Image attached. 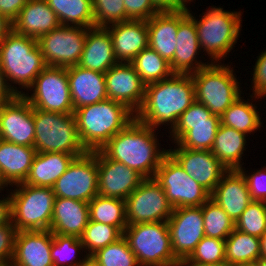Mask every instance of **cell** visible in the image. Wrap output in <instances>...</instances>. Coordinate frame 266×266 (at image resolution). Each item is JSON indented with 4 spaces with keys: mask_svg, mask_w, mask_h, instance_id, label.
I'll use <instances>...</instances> for the list:
<instances>
[{
    "mask_svg": "<svg viewBox=\"0 0 266 266\" xmlns=\"http://www.w3.org/2000/svg\"><path fill=\"white\" fill-rule=\"evenodd\" d=\"M195 100L192 75L173 74L146 85L144 100L135 119L156 130L159 125L170 124L172 130L179 116Z\"/></svg>",
    "mask_w": 266,
    "mask_h": 266,
    "instance_id": "obj_1",
    "label": "cell"
},
{
    "mask_svg": "<svg viewBox=\"0 0 266 266\" xmlns=\"http://www.w3.org/2000/svg\"><path fill=\"white\" fill-rule=\"evenodd\" d=\"M155 130L134 119L100 150L109 159L126 165L145 179L154 178L163 157L168 153L164 148L159 149Z\"/></svg>",
    "mask_w": 266,
    "mask_h": 266,
    "instance_id": "obj_2",
    "label": "cell"
},
{
    "mask_svg": "<svg viewBox=\"0 0 266 266\" xmlns=\"http://www.w3.org/2000/svg\"><path fill=\"white\" fill-rule=\"evenodd\" d=\"M74 116L81 144L87 151L101 149L135 119L130 109L111 99L80 107Z\"/></svg>",
    "mask_w": 266,
    "mask_h": 266,
    "instance_id": "obj_3",
    "label": "cell"
},
{
    "mask_svg": "<svg viewBox=\"0 0 266 266\" xmlns=\"http://www.w3.org/2000/svg\"><path fill=\"white\" fill-rule=\"evenodd\" d=\"M0 66L9 87L17 95H22L23 91L11 84L28 89L47 65L37 39L19 34L11 28L0 36Z\"/></svg>",
    "mask_w": 266,
    "mask_h": 266,
    "instance_id": "obj_4",
    "label": "cell"
},
{
    "mask_svg": "<svg viewBox=\"0 0 266 266\" xmlns=\"http://www.w3.org/2000/svg\"><path fill=\"white\" fill-rule=\"evenodd\" d=\"M206 11L199 21L189 9L188 14L194 19L197 28L200 51H205L212 63H218L237 43L242 25V12L225 11L222 7L214 6Z\"/></svg>",
    "mask_w": 266,
    "mask_h": 266,
    "instance_id": "obj_5",
    "label": "cell"
},
{
    "mask_svg": "<svg viewBox=\"0 0 266 266\" xmlns=\"http://www.w3.org/2000/svg\"><path fill=\"white\" fill-rule=\"evenodd\" d=\"M36 152L84 154L74 113H56L33 108Z\"/></svg>",
    "mask_w": 266,
    "mask_h": 266,
    "instance_id": "obj_6",
    "label": "cell"
},
{
    "mask_svg": "<svg viewBox=\"0 0 266 266\" xmlns=\"http://www.w3.org/2000/svg\"><path fill=\"white\" fill-rule=\"evenodd\" d=\"M123 237L140 266H178L167 222L127 225Z\"/></svg>",
    "mask_w": 266,
    "mask_h": 266,
    "instance_id": "obj_7",
    "label": "cell"
},
{
    "mask_svg": "<svg viewBox=\"0 0 266 266\" xmlns=\"http://www.w3.org/2000/svg\"><path fill=\"white\" fill-rule=\"evenodd\" d=\"M9 193L12 223L18 231L50 230L55 194L52 188L22 183Z\"/></svg>",
    "mask_w": 266,
    "mask_h": 266,
    "instance_id": "obj_8",
    "label": "cell"
},
{
    "mask_svg": "<svg viewBox=\"0 0 266 266\" xmlns=\"http://www.w3.org/2000/svg\"><path fill=\"white\" fill-rule=\"evenodd\" d=\"M210 63L191 74L196 101L204 104L213 115L221 116L240 96V86L230 66Z\"/></svg>",
    "mask_w": 266,
    "mask_h": 266,
    "instance_id": "obj_9",
    "label": "cell"
},
{
    "mask_svg": "<svg viewBox=\"0 0 266 266\" xmlns=\"http://www.w3.org/2000/svg\"><path fill=\"white\" fill-rule=\"evenodd\" d=\"M154 179L165 191L173 209L202 206L211 197L169 153L163 157Z\"/></svg>",
    "mask_w": 266,
    "mask_h": 266,
    "instance_id": "obj_10",
    "label": "cell"
},
{
    "mask_svg": "<svg viewBox=\"0 0 266 266\" xmlns=\"http://www.w3.org/2000/svg\"><path fill=\"white\" fill-rule=\"evenodd\" d=\"M28 89L33 94L29 96L23 92L22 96L33 108L56 113H74L67 68L46 66Z\"/></svg>",
    "mask_w": 266,
    "mask_h": 266,
    "instance_id": "obj_11",
    "label": "cell"
},
{
    "mask_svg": "<svg viewBox=\"0 0 266 266\" xmlns=\"http://www.w3.org/2000/svg\"><path fill=\"white\" fill-rule=\"evenodd\" d=\"M52 190L55 197L89 203L98 194L97 150L75 157Z\"/></svg>",
    "mask_w": 266,
    "mask_h": 266,
    "instance_id": "obj_12",
    "label": "cell"
},
{
    "mask_svg": "<svg viewBox=\"0 0 266 266\" xmlns=\"http://www.w3.org/2000/svg\"><path fill=\"white\" fill-rule=\"evenodd\" d=\"M80 26L60 25L37 39L47 66L78 65L84 49L87 30Z\"/></svg>",
    "mask_w": 266,
    "mask_h": 266,
    "instance_id": "obj_13",
    "label": "cell"
},
{
    "mask_svg": "<svg viewBox=\"0 0 266 266\" xmlns=\"http://www.w3.org/2000/svg\"><path fill=\"white\" fill-rule=\"evenodd\" d=\"M128 225L151 222H167L173 208L163 188L154 178L145 179L126 199Z\"/></svg>",
    "mask_w": 266,
    "mask_h": 266,
    "instance_id": "obj_14",
    "label": "cell"
},
{
    "mask_svg": "<svg viewBox=\"0 0 266 266\" xmlns=\"http://www.w3.org/2000/svg\"><path fill=\"white\" fill-rule=\"evenodd\" d=\"M167 224L173 254L179 261L188 258L205 236L202 206L173 209Z\"/></svg>",
    "mask_w": 266,
    "mask_h": 266,
    "instance_id": "obj_15",
    "label": "cell"
},
{
    "mask_svg": "<svg viewBox=\"0 0 266 266\" xmlns=\"http://www.w3.org/2000/svg\"><path fill=\"white\" fill-rule=\"evenodd\" d=\"M0 139L34 147L33 107L22 95L0 105Z\"/></svg>",
    "mask_w": 266,
    "mask_h": 266,
    "instance_id": "obj_16",
    "label": "cell"
},
{
    "mask_svg": "<svg viewBox=\"0 0 266 266\" xmlns=\"http://www.w3.org/2000/svg\"><path fill=\"white\" fill-rule=\"evenodd\" d=\"M167 150L183 170L210 194L228 171L211 150L187 149L179 145L176 149Z\"/></svg>",
    "mask_w": 266,
    "mask_h": 266,
    "instance_id": "obj_17",
    "label": "cell"
},
{
    "mask_svg": "<svg viewBox=\"0 0 266 266\" xmlns=\"http://www.w3.org/2000/svg\"><path fill=\"white\" fill-rule=\"evenodd\" d=\"M98 194L125 200L145 178L126 165L97 150Z\"/></svg>",
    "mask_w": 266,
    "mask_h": 266,
    "instance_id": "obj_18",
    "label": "cell"
},
{
    "mask_svg": "<svg viewBox=\"0 0 266 266\" xmlns=\"http://www.w3.org/2000/svg\"><path fill=\"white\" fill-rule=\"evenodd\" d=\"M108 99L124 104L134 114L140 109L146 84L131 63L118 62L105 73Z\"/></svg>",
    "mask_w": 266,
    "mask_h": 266,
    "instance_id": "obj_19",
    "label": "cell"
},
{
    "mask_svg": "<svg viewBox=\"0 0 266 266\" xmlns=\"http://www.w3.org/2000/svg\"><path fill=\"white\" fill-rule=\"evenodd\" d=\"M176 50L170 62L174 74H193L207 64L197 61L196 55L200 53L197 28L194 19L188 14V7L179 10V26L177 31ZM199 50V51H198Z\"/></svg>",
    "mask_w": 266,
    "mask_h": 266,
    "instance_id": "obj_20",
    "label": "cell"
},
{
    "mask_svg": "<svg viewBox=\"0 0 266 266\" xmlns=\"http://www.w3.org/2000/svg\"><path fill=\"white\" fill-rule=\"evenodd\" d=\"M50 230L18 231L9 266H54L51 259Z\"/></svg>",
    "mask_w": 266,
    "mask_h": 266,
    "instance_id": "obj_21",
    "label": "cell"
},
{
    "mask_svg": "<svg viewBox=\"0 0 266 266\" xmlns=\"http://www.w3.org/2000/svg\"><path fill=\"white\" fill-rule=\"evenodd\" d=\"M211 198L230 216L234 223L253 201L246 178L239 170H228L216 185Z\"/></svg>",
    "mask_w": 266,
    "mask_h": 266,
    "instance_id": "obj_22",
    "label": "cell"
},
{
    "mask_svg": "<svg viewBox=\"0 0 266 266\" xmlns=\"http://www.w3.org/2000/svg\"><path fill=\"white\" fill-rule=\"evenodd\" d=\"M105 28L112 38L114 56L118 62L130 63L148 47L147 21L127 20Z\"/></svg>",
    "mask_w": 266,
    "mask_h": 266,
    "instance_id": "obj_23",
    "label": "cell"
},
{
    "mask_svg": "<svg viewBox=\"0 0 266 266\" xmlns=\"http://www.w3.org/2000/svg\"><path fill=\"white\" fill-rule=\"evenodd\" d=\"M67 74L74 111L108 99L105 73L75 65L67 67Z\"/></svg>",
    "mask_w": 266,
    "mask_h": 266,
    "instance_id": "obj_24",
    "label": "cell"
},
{
    "mask_svg": "<svg viewBox=\"0 0 266 266\" xmlns=\"http://www.w3.org/2000/svg\"><path fill=\"white\" fill-rule=\"evenodd\" d=\"M89 220L87 202L55 197L50 225L52 233L80 238Z\"/></svg>",
    "mask_w": 266,
    "mask_h": 266,
    "instance_id": "obj_25",
    "label": "cell"
},
{
    "mask_svg": "<svg viewBox=\"0 0 266 266\" xmlns=\"http://www.w3.org/2000/svg\"><path fill=\"white\" fill-rule=\"evenodd\" d=\"M60 25L56 13L46 0H28L12 22V29L19 34L38 39Z\"/></svg>",
    "mask_w": 266,
    "mask_h": 266,
    "instance_id": "obj_26",
    "label": "cell"
},
{
    "mask_svg": "<svg viewBox=\"0 0 266 266\" xmlns=\"http://www.w3.org/2000/svg\"><path fill=\"white\" fill-rule=\"evenodd\" d=\"M117 63L109 31L105 27L89 28L78 65L85 69L106 73Z\"/></svg>",
    "mask_w": 266,
    "mask_h": 266,
    "instance_id": "obj_27",
    "label": "cell"
},
{
    "mask_svg": "<svg viewBox=\"0 0 266 266\" xmlns=\"http://www.w3.org/2000/svg\"><path fill=\"white\" fill-rule=\"evenodd\" d=\"M36 150L0 139V179L8 187L27 178Z\"/></svg>",
    "mask_w": 266,
    "mask_h": 266,
    "instance_id": "obj_28",
    "label": "cell"
},
{
    "mask_svg": "<svg viewBox=\"0 0 266 266\" xmlns=\"http://www.w3.org/2000/svg\"><path fill=\"white\" fill-rule=\"evenodd\" d=\"M179 11H163L147 20L148 47L169 63L176 50Z\"/></svg>",
    "mask_w": 266,
    "mask_h": 266,
    "instance_id": "obj_29",
    "label": "cell"
},
{
    "mask_svg": "<svg viewBox=\"0 0 266 266\" xmlns=\"http://www.w3.org/2000/svg\"><path fill=\"white\" fill-rule=\"evenodd\" d=\"M81 155L62 152H36L29 174L23 183L52 188L56 180L63 175L74 158Z\"/></svg>",
    "mask_w": 266,
    "mask_h": 266,
    "instance_id": "obj_30",
    "label": "cell"
},
{
    "mask_svg": "<svg viewBox=\"0 0 266 266\" xmlns=\"http://www.w3.org/2000/svg\"><path fill=\"white\" fill-rule=\"evenodd\" d=\"M246 135L220 124L211 152L227 170H239L242 167V154L246 150L247 143Z\"/></svg>",
    "mask_w": 266,
    "mask_h": 266,
    "instance_id": "obj_31",
    "label": "cell"
},
{
    "mask_svg": "<svg viewBox=\"0 0 266 266\" xmlns=\"http://www.w3.org/2000/svg\"><path fill=\"white\" fill-rule=\"evenodd\" d=\"M261 257L260 238L234 229L225 239V261L229 266L254 264Z\"/></svg>",
    "mask_w": 266,
    "mask_h": 266,
    "instance_id": "obj_32",
    "label": "cell"
},
{
    "mask_svg": "<svg viewBox=\"0 0 266 266\" xmlns=\"http://www.w3.org/2000/svg\"><path fill=\"white\" fill-rule=\"evenodd\" d=\"M61 25L94 27L92 0H46Z\"/></svg>",
    "mask_w": 266,
    "mask_h": 266,
    "instance_id": "obj_33",
    "label": "cell"
},
{
    "mask_svg": "<svg viewBox=\"0 0 266 266\" xmlns=\"http://www.w3.org/2000/svg\"><path fill=\"white\" fill-rule=\"evenodd\" d=\"M257 106L251 102L244 101L240 96L233 104H231L220 116L222 125L234 128L245 134H251L255 130L260 129L262 125L260 112Z\"/></svg>",
    "mask_w": 266,
    "mask_h": 266,
    "instance_id": "obj_34",
    "label": "cell"
},
{
    "mask_svg": "<svg viewBox=\"0 0 266 266\" xmlns=\"http://www.w3.org/2000/svg\"><path fill=\"white\" fill-rule=\"evenodd\" d=\"M88 206L91 221L115 226L122 233L127 227L125 200L97 194Z\"/></svg>",
    "mask_w": 266,
    "mask_h": 266,
    "instance_id": "obj_35",
    "label": "cell"
},
{
    "mask_svg": "<svg viewBox=\"0 0 266 266\" xmlns=\"http://www.w3.org/2000/svg\"><path fill=\"white\" fill-rule=\"evenodd\" d=\"M130 63L146 85L174 74L170 63L150 47L143 49Z\"/></svg>",
    "mask_w": 266,
    "mask_h": 266,
    "instance_id": "obj_36",
    "label": "cell"
},
{
    "mask_svg": "<svg viewBox=\"0 0 266 266\" xmlns=\"http://www.w3.org/2000/svg\"><path fill=\"white\" fill-rule=\"evenodd\" d=\"M81 250L84 251L85 249L80 238L52 233L51 259L54 266L87 265L90 262V258L87 255L81 260L75 256Z\"/></svg>",
    "mask_w": 266,
    "mask_h": 266,
    "instance_id": "obj_37",
    "label": "cell"
},
{
    "mask_svg": "<svg viewBox=\"0 0 266 266\" xmlns=\"http://www.w3.org/2000/svg\"><path fill=\"white\" fill-rule=\"evenodd\" d=\"M220 124V117L217 115H212L210 122L188 123V131L176 142V146L211 150Z\"/></svg>",
    "mask_w": 266,
    "mask_h": 266,
    "instance_id": "obj_38",
    "label": "cell"
},
{
    "mask_svg": "<svg viewBox=\"0 0 266 266\" xmlns=\"http://www.w3.org/2000/svg\"><path fill=\"white\" fill-rule=\"evenodd\" d=\"M202 214L206 237L225 240L235 229L234 221L211 197L202 205Z\"/></svg>",
    "mask_w": 266,
    "mask_h": 266,
    "instance_id": "obj_39",
    "label": "cell"
},
{
    "mask_svg": "<svg viewBox=\"0 0 266 266\" xmlns=\"http://www.w3.org/2000/svg\"><path fill=\"white\" fill-rule=\"evenodd\" d=\"M123 233L115 226L89 220L80 240L84 246L86 255L90 258L99 249L116 242Z\"/></svg>",
    "mask_w": 266,
    "mask_h": 266,
    "instance_id": "obj_40",
    "label": "cell"
},
{
    "mask_svg": "<svg viewBox=\"0 0 266 266\" xmlns=\"http://www.w3.org/2000/svg\"><path fill=\"white\" fill-rule=\"evenodd\" d=\"M90 262L94 266H140L123 236L116 242L99 249L90 257Z\"/></svg>",
    "mask_w": 266,
    "mask_h": 266,
    "instance_id": "obj_41",
    "label": "cell"
},
{
    "mask_svg": "<svg viewBox=\"0 0 266 266\" xmlns=\"http://www.w3.org/2000/svg\"><path fill=\"white\" fill-rule=\"evenodd\" d=\"M235 229L260 238L266 231V206L264 201L253 200L236 221Z\"/></svg>",
    "mask_w": 266,
    "mask_h": 266,
    "instance_id": "obj_42",
    "label": "cell"
},
{
    "mask_svg": "<svg viewBox=\"0 0 266 266\" xmlns=\"http://www.w3.org/2000/svg\"><path fill=\"white\" fill-rule=\"evenodd\" d=\"M188 259L203 264L226 263L225 240L204 236Z\"/></svg>",
    "mask_w": 266,
    "mask_h": 266,
    "instance_id": "obj_43",
    "label": "cell"
},
{
    "mask_svg": "<svg viewBox=\"0 0 266 266\" xmlns=\"http://www.w3.org/2000/svg\"><path fill=\"white\" fill-rule=\"evenodd\" d=\"M94 27H107L125 21L123 0H92Z\"/></svg>",
    "mask_w": 266,
    "mask_h": 266,
    "instance_id": "obj_44",
    "label": "cell"
},
{
    "mask_svg": "<svg viewBox=\"0 0 266 266\" xmlns=\"http://www.w3.org/2000/svg\"><path fill=\"white\" fill-rule=\"evenodd\" d=\"M212 112L202 103L194 101L178 118L177 124L169 133L176 143L187 131L188 123L210 122Z\"/></svg>",
    "mask_w": 266,
    "mask_h": 266,
    "instance_id": "obj_45",
    "label": "cell"
},
{
    "mask_svg": "<svg viewBox=\"0 0 266 266\" xmlns=\"http://www.w3.org/2000/svg\"><path fill=\"white\" fill-rule=\"evenodd\" d=\"M125 7V21L143 20L147 21L160 11L151 0H123Z\"/></svg>",
    "mask_w": 266,
    "mask_h": 266,
    "instance_id": "obj_46",
    "label": "cell"
},
{
    "mask_svg": "<svg viewBox=\"0 0 266 266\" xmlns=\"http://www.w3.org/2000/svg\"><path fill=\"white\" fill-rule=\"evenodd\" d=\"M17 232L12 221L0 226V264L2 265L9 266L12 261Z\"/></svg>",
    "mask_w": 266,
    "mask_h": 266,
    "instance_id": "obj_47",
    "label": "cell"
},
{
    "mask_svg": "<svg viewBox=\"0 0 266 266\" xmlns=\"http://www.w3.org/2000/svg\"><path fill=\"white\" fill-rule=\"evenodd\" d=\"M245 168L241 167L239 171L246 178L248 189L252 200L265 201L266 200V167L254 171V174L248 175L244 171Z\"/></svg>",
    "mask_w": 266,
    "mask_h": 266,
    "instance_id": "obj_48",
    "label": "cell"
},
{
    "mask_svg": "<svg viewBox=\"0 0 266 266\" xmlns=\"http://www.w3.org/2000/svg\"><path fill=\"white\" fill-rule=\"evenodd\" d=\"M253 79H252V88L253 94H251V98L259 99L260 96L266 92V50L261 52L259 57H257V61L255 63Z\"/></svg>",
    "mask_w": 266,
    "mask_h": 266,
    "instance_id": "obj_49",
    "label": "cell"
},
{
    "mask_svg": "<svg viewBox=\"0 0 266 266\" xmlns=\"http://www.w3.org/2000/svg\"><path fill=\"white\" fill-rule=\"evenodd\" d=\"M28 0H0V13L12 24Z\"/></svg>",
    "mask_w": 266,
    "mask_h": 266,
    "instance_id": "obj_50",
    "label": "cell"
},
{
    "mask_svg": "<svg viewBox=\"0 0 266 266\" xmlns=\"http://www.w3.org/2000/svg\"><path fill=\"white\" fill-rule=\"evenodd\" d=\"M154 6L160 11H179L187 8L189 0H151Z\"/></svg>",
    "mask_w": 266,
    "mask_h": 266,
    "instance_id": "obj_51",
    "label": "cell"
},
{
    "mask_svg": "<svg viewBox=\"0 0 266 266\" xmlns=\"http://www.w3.org/2000/svg\"><path fill=\"white\" fill-rule=\"evenodd\" d=\"M17 94L9 87L0 66V105L12 101Z\"/></svg>",
    "mask_w": 266,
    "mask_h": 266,
    "instance_id": "obj_52",
    "label": "cell"
},
{
    "mask_svg": "<svg viewBox=\"0 0 266 266\" xmlns=\"http://www.w3.org/2000/svg\"><path fill=\"white\" fill-rule=\"evenodd\" d=\"M12 221L11 198L10 195L0 199V226L9 224Z\"/></svg>",
    "mask_w": 266,
    "mask_h": 266,
    "instance_id": "obj_53",
    "label": "cell"
},
{
    "mask_svg": "<svg viewBox=\"0 0 266 266\" xmlns=\"http://www.w3.org/2000/svg\"><path fill=\"white\" fill-rule=\"evenodd\" d=\"M178 266H229L226 263L221 264H203L191 262L188 258L182 259L179 261Z\"/></svg>",
    "mask_w": 266,
    "mask_h": 266,
    "instance_id": "obj_54",
    "label": "cell"
},
{
    "mask_svg": "<svg viewBox=\"0 0 266 266\" xmlns=\"http://www.w3.org/2000/svg\"><path fill=\"white\" fill-rule=\"evenodd\" d=\"M12 28V24L0 13V36L6 34Z\"/></svg>",
    "mask_w": 266,
    "mask_h": 266,
    "instance_id": "obj_55",
    "label": "cell"
},
{
    "mask_svg": "<svg viewBox=\"0 0 266 266\" xmlns=\"http://www.w3.org/2000/svg\"><path fill=\"white\" fill-rule=\"evenodd\" d=\"M260 253L261 257H266V231L260 237Z\"/></svg>",
    "mask_w": 266,
    "mask_h": 266,
    "instance_id": "obj_56",
    "label": "cell"
},
{
    "mask_svg": "<svg viewBox=\"0 0 266 266\" xmlns=\"http://www.w3.org/2000/svg\"><path fill=\"white\" fill-rule=\"evenodd\" d=\"M254 264L256 266H266V257H260Z\"/></svg>",
    "mask_w": 266,
    "mask_h": 266,
    "instance_id": "obj_57",
    "label": "cell"
},
{
    "mask_svg": "<svg viewBox=\"0 0 266 266\" xmlns=\"http://www.w3.org/2000/svg\"><path fill=\"white\" fill-rule=\"evenodd\" d=\"M5 187H6V186L2 183V181H1V179H0V191H1V189L4 190Z\"/></svg>",
    "mask_w": 266,
    "mask_h": 266,
    "instance_id": "obj_58",
    "label": "cell"
},
{
    "mask_svg": "<svg viewBox=\"0 0 266 266\" xmlns=\"http://www.w3.org/2000/svg\"><path fill=\"white\" fill-rule=\"evenodd\" d=\"M85 266H94L91 262H89L87 265Z\"/></svg>",
    "mask_w": 266,
    "mask_h": 266,
    "instance_id": "obj_59",
    "label": "cell"
},
{
    "mask_svg": "<svg viewBox=\"0 0 266 266\" xmlns=\"http://www.w3.org/2000/svg\"><path fill=\"white\" fill-rule=\"evenodd\" d=\"M263 96H264V97L266 96V92L263 93V94L260 96V98L262 99Z\"/></svg>",
    "mask_w": 266,
    "mask_h": 266,
    "instance_id": "obj_60",
    "label": "cell"
},
{
    "mask_svg": "<svg viewBox=\"0 0 266 266\" xmlns=\"http://www.w3.org/2000/svg\"><path fill=\"white\" fill-rule=\"evenodd\" d=\"M244 266H256L255 264H249V265H244Z\"/></svg>",
    "mask_w": 266,
    "mask_h": 266,
    "instance_id": "obj_61",
    "label": "cell"
}]
</instances>
